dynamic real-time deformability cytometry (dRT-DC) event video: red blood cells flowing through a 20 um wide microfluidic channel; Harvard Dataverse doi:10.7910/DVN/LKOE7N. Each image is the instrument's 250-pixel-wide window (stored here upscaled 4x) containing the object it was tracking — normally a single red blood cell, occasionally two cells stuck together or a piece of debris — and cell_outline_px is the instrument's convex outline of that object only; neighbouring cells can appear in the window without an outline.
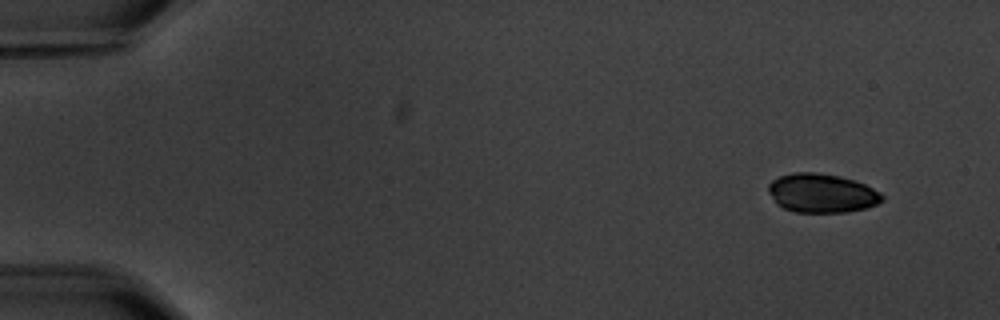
{"species": "common noctule bat (a hibernating species)", "species_latin": "Nyctalus noctula", "temperature_condition": "warm", "stored_images_in_passage": 6, "camera_frame_rate_fps": 3000, "um_per_image_px": 0.085, "animal": {"sex": "male", "body_mass_g": 20.1, "forearm_length_mm": 53.5}, "frame": {"image": 1, "passage_image": 1, "time_ms": 0.0, "image_size_px": [1000, 320], "cell_outline_px": [[884, 200], [876, 204], [864, 208], [848, 212], [796, 212], [784, 208], [776, 204], [768, 192], [768, 184], [772, 180], [780, 176], [792, 172], [816, 172], [840, 176], [864, 184], [880, 192], [884, 196]], "centroid_in_image_um": [69.82, 16.41], "position_along_channel_um": 15.2, "area_um2": 25.84}}
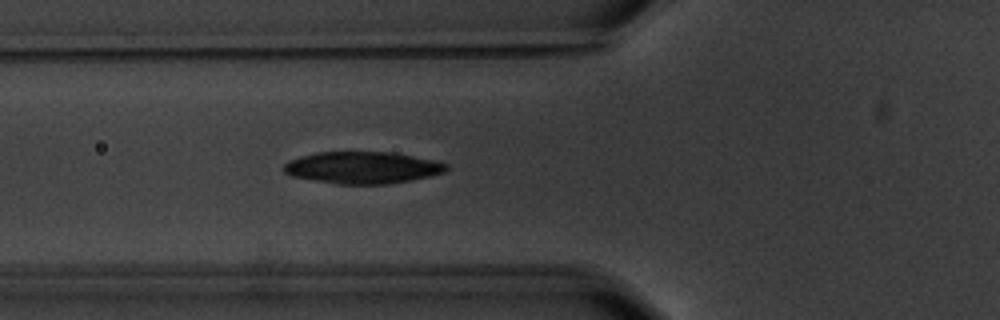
{"frame": {"image": 2, "passage_image": 6, "time_ms": 5.667, "image_size_px": [1000, 320], "cell_outline_px": [[448, 168], [444, 172], [432, 176], [412, 180], [388, 184], [336, 184], [292, 176], [284, 172], [284, 164], [288, 160], [300, 156], [316, 152], [392, 152], [432, 160], [448, 164]], "centroid_in_image_um": [30.8, 14.25], "position_along_channel_um": 95.0, "area_um2": 30.23}}